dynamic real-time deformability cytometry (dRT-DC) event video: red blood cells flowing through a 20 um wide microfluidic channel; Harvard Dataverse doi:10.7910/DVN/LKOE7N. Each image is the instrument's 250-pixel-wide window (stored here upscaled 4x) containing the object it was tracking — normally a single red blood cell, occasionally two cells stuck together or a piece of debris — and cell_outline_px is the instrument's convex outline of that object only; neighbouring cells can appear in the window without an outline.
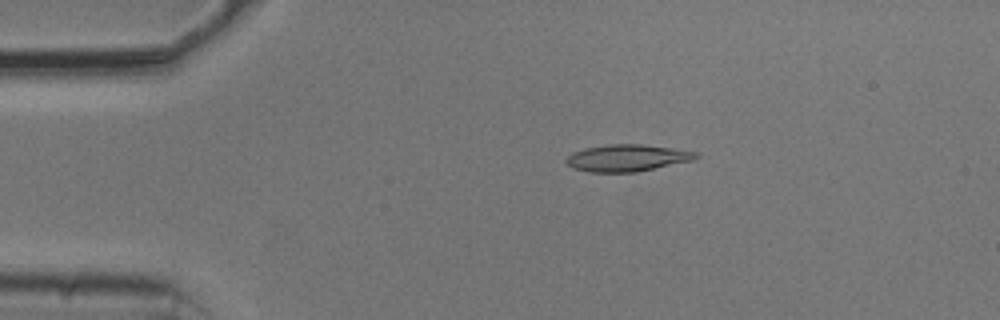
{"species": "common noctule bat (a hibernating species)", "species_latin": "Nyctalus noctula", "temperature_condition": "cold", "stored_images_in_passage": 52, "camera_frame_rate_fps": 3000, "um_per_image_px": 0.085, "animal": {"sex": "male", "body_mass_g": 20.5, "forearm_length_mm": 52.5}, "frame": {"image": 1, "passage_image": 10, "time_ms": 3.0, "image_size_px": [1000, 320], "cell_outline_px": [[700, 156], [692, 160], [636, 172], [588, 172], [572, 168], [564, 160], [572, 152], [584, 148], [608, 144], [640, 144], [700, 152]], "centroid_in_image_um": [53.28, 13.42], "position_along_channel_um": 31.7, "area_um2": 20.29}}
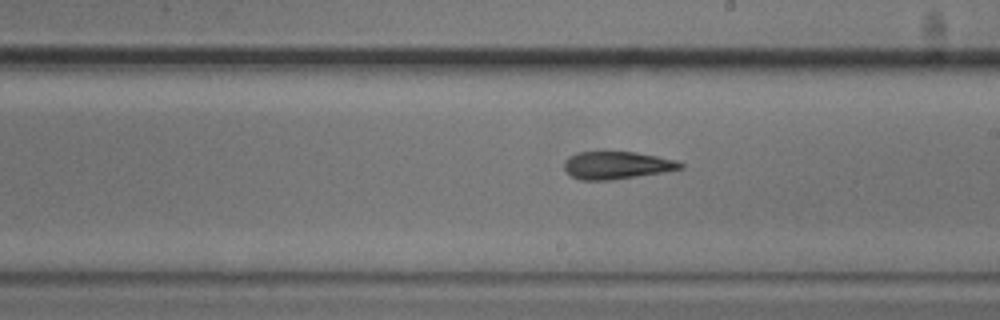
{"frame": {"image": 2, "passage_image": 30, "time_ms": 9.667, "image_size_px": [1000, 320], "cell_outline_px": [[684, 168], [664, 172], [612, 180], [580, 180], [572, 176], [564, 168], [564, 160], [568, 156], [576, 152], [604, 148], [636, 152], [676, 160], [684, 164]], "centroid_in_image_um": [52.38, 13.99], "position_along_channel_um": 236.6, "area_um2": 19.59}}
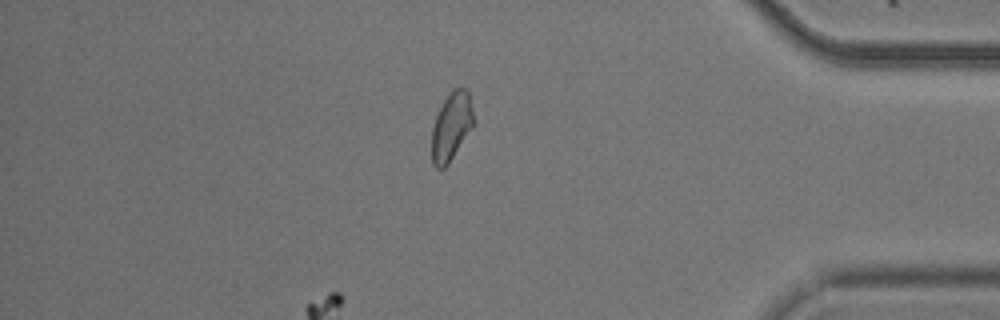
{"frame": {"image": 3, "passage_image": 44, "time_ms": 14.333, "image_size_px": [1000, 320], "cell_outline_px": [[472, 128], [448, 164], [444, 168], [436, 168], [432, 164], [432, 128], [436, 116], [448, 92], [452, 88], [468, 88], [472, 104]], "centroid_in_image_um": [38.36, 10.72], "position_along_channel_um": 396.8, "area_um2": 16.53}, "authors_computed_cell_mechanics": {"area_um2": 19.2474, "velocity_mm_per_s": 3.7508, "shape_relaxation_time_tau1_ms": 6.685, "shape_relaxation_time_tau2_ms": 3.7619, "deformation_change_tau1": 0.1971, "deformation_change_tau2": 0.1382}}